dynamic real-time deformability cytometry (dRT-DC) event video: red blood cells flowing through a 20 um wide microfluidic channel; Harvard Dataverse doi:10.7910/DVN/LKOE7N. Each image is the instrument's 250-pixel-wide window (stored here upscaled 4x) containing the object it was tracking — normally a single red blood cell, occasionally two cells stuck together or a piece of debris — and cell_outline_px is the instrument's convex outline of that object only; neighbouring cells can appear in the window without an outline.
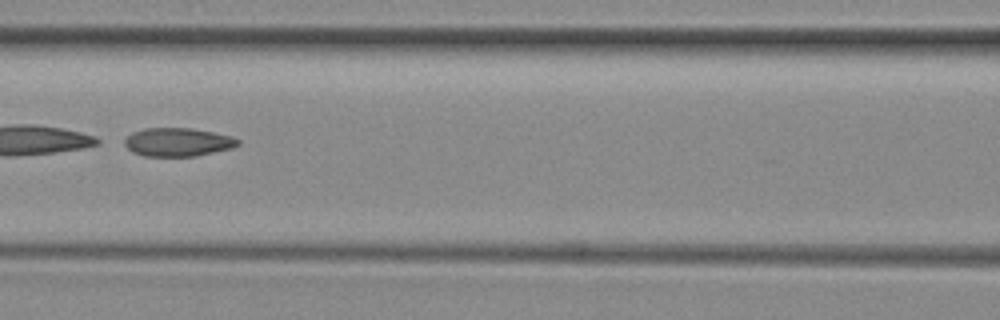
{"species": "common noctule bat (a hibernating species)", "species_latin": "Nyctalus noctula", "temperature_condition": "room temperature", "stored_images_in_passage": 50, "camera_frame_rate_fps": 3000, "um_per_image_px": 0.085, "animal": {"sex": "female", "body_mass_g": 29.2, "forearm_length_mm": 56.3}, "frame": {"image": 1, "passage_image": 22, "time_ms": 7.0, "image_size_px": [1000, 320], "cell_outline_px": [[240, 144], [232, 148], [196, 156], [144, 156], [132, 152], [124, 144], [124, 140], [132, 132], [144, 128], [192, 128], [232, 136], [240, 140]], "centroid_in_image_um": [15.12, 12.08], "position_along_channel_um": 151.5, "area_um2": 18.84}}